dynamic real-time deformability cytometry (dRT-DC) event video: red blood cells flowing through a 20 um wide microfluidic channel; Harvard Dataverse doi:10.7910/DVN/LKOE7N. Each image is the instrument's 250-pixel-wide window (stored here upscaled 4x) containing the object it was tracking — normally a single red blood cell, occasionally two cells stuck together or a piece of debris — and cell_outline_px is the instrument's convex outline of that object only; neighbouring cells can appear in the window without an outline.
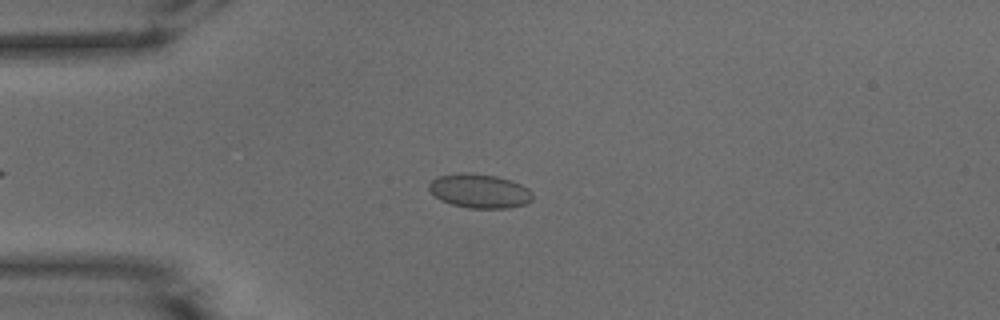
{"species": "common noctule bat (a hibernating species)", "species_latin": "Nyctalus noctula", "temperature_condition": "warm", "stored_images_in_passage": 46, "camera_frame_rate_fps": 3000, "um_per_image_px": 0.085, "animal": {"sex": "male", "body_mass_g": 15.6}, "frame": {"image": 1, "passage_image": 13, "time_ms": 4.0, "image_size_px": [1000, 320], "cell_outline_px": [[532, 200], [528, 204], [508, 208], [468, 208], [452, 204], [440, 200], [428, 188], [428, 184], [432, 180], [440, 176], [456, 172], [472, 172], [496, 176], [520, 184], [528, 188], [532, 192]], "centroid_in_image_um": [40.76, 16.23], "position_along_channel_um": 44.2, "area_um2": 20.69}}
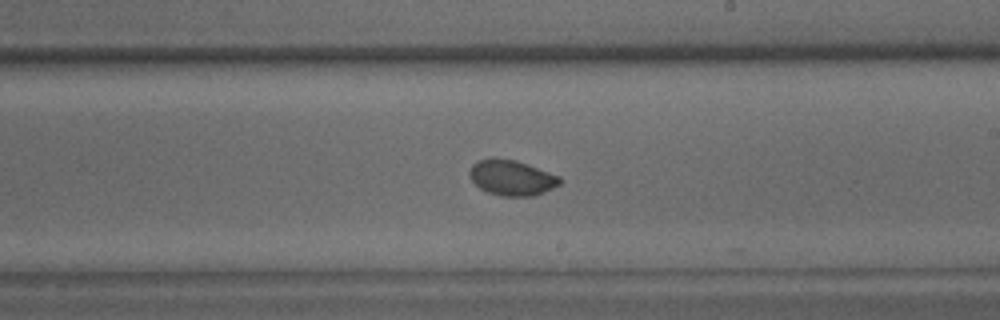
{"frame": {"image": 2, "passage_image": 30, "time_ms": 9.667, "image_size_px": [1000, 320], "cell_outline_px": [[564, 180], [560, 184], [552, 188], [532, 196], [500, 196], [488, 192], [480, 188], [472, 180], [468, 172], [472, 164], [476, 160], [516, 160], [560, 176]], "centroid_in_image_um": [43.51, 15.13], "position_along_channel_um": 245.5, "area_um2": 18.26}}
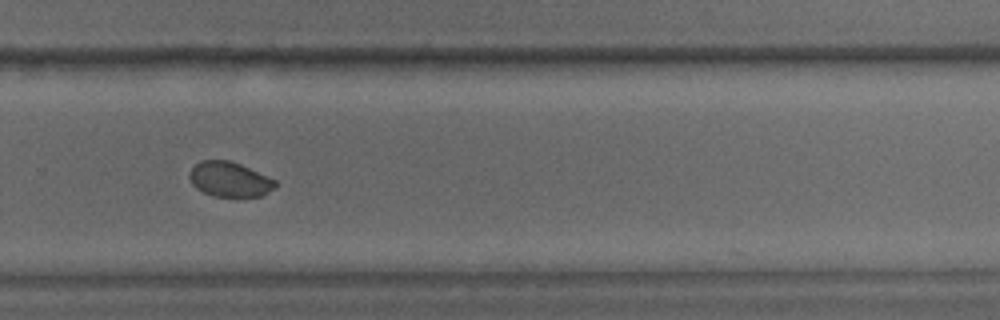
{"frame": {"image": 3, "passage_image": 35, "time_ms": 11.333, "image_size_px": [1000, 320], "cell_outline_px": [[276, 184], [272, 188], [260, 196], [212, 196], [196, 188], [192, 184], [188, 176], [188, 172], [200, 160], [228, 160], [240, 164], [276, 180]], "centroid_in_image_um": [19.46, 15.23], "position_along_channel_um": 310.3, "area_um2": 17.22}}